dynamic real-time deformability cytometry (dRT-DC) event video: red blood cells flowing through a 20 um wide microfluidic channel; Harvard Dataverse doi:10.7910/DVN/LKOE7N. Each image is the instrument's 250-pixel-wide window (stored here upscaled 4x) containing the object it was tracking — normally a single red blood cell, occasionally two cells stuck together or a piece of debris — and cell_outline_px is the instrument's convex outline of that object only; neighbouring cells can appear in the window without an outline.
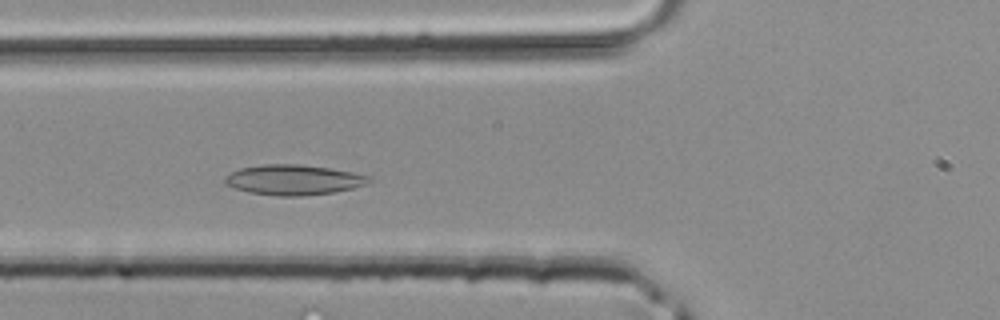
{"species": "common noctule bat (a hibernating species)", "species_latin": "Nyctalus noctula", "temperature_condition": "room temperature", "stored_images_in_passage": 32, "camera_frame_rate_fps": 3000, "um_per_image_px": 0.085, "animal": {"sex": "male", "body_mass_g": 20.4}, "frame": {"image": 1, "passage_image": 5, "time_ms": 1.333, "image_size_px": [1000, 320], "cell_outline_px": [[372, 180], [364, 184], [352, 188], [336, 192], [300, 196], [276, 196], [248, 192], [224, 184], [224, 176], [240, 168], [260, 164], [300, 164], [328, 168], [352, 172], [368, 176]], "centroid_in_image_um": [24.9, 15.28], "position_along_channel_um": 100.9, "area_um2": 25.32}}
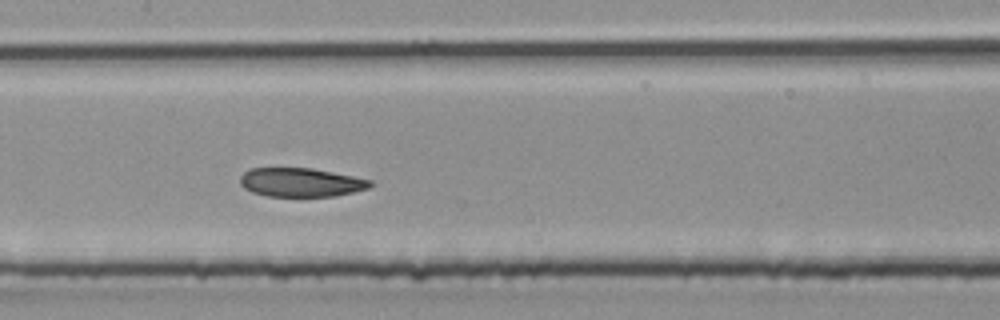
{"frame": {"image": 2, "passage_image": 10, "time_ms": 3.0, "image_size_px": [1000, 320], "cell_outline_px": [[372, 184], [368, 188], [352, 192], [332, 196], [268, 196], [252, 192], [244, 188], [240, 184], [240, 176], [244, 172], [252, 168], [312, 168], [372, 180]], "centroid_in_image_um": [25.54, 15.49], "position_along_channel_um": 181.9, "area_um2": 21.68}}
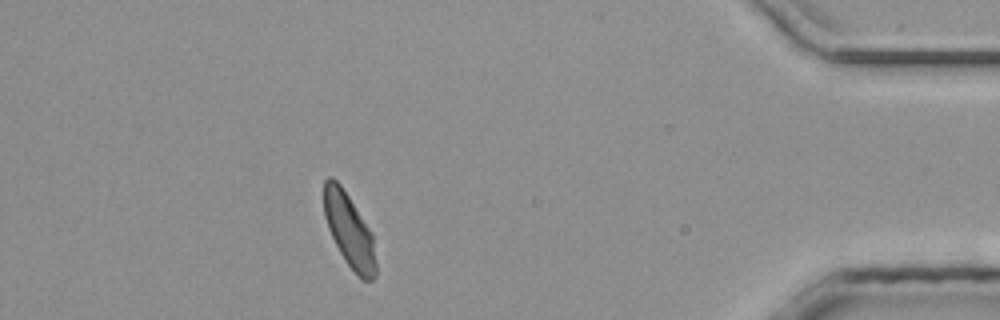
{"frame": {"image": 3, "passage_image": 27, "time_ms": 8.667, "image_size_px": [1000, 320], "cell_outline_px": [[376, 276], [372, 280], [360, 280], [344, 260], [328, 228], [324, 216], [324, 180], [328, 176], [332, 176], [340, 184], [372, 232], [376, 264]], "centroid_in_image_um": [29.69, 19.61], "position_along_channel_um": 405.5, "area_um2": 22.25}}